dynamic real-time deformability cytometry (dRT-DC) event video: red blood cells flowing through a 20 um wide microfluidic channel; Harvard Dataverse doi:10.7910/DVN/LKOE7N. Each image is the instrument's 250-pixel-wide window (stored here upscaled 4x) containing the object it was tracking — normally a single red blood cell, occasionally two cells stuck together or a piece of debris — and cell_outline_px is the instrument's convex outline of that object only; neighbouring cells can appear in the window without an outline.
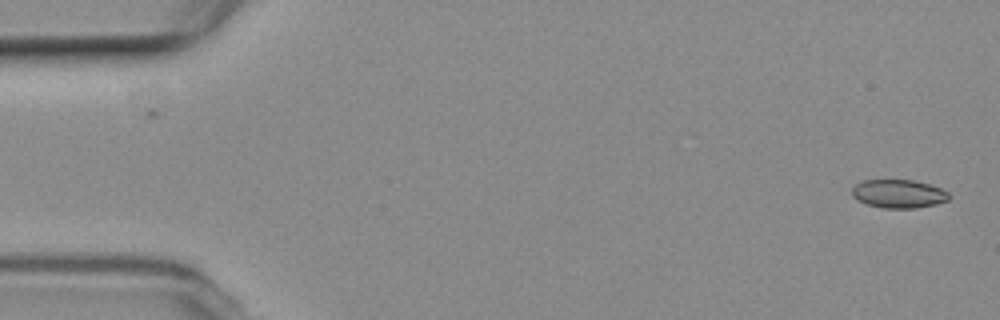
{"species": "common noctule bat (a hibernating species)", "species_latin": "Nyctalus noctula", "temperature_condition": "room temperature", "stored_images_in_passage": 5, "camera_frame_rate_fps": 3000, "um_per_image_px": 0.085, "animal": {"sex": "female", "body_mass_g": 19.3, "forearm_length_mm": 54.1}, "frame": {"image": 1, "passage_image": 1, "time_ms": 0.0, "image_size_px": [1000, 320], "cell_outline_px": [[948, 200], [936, 204], [916, 208], [884, 208], [868, 204], [852, 196], [852, 188], [856, 184], [864, 180], [912, 180], [928, 184], [940, 188], [948, 192]], "centroid_in_image_um": [76.38, 16.47], "position_along_channel_um": 8.6, "area_um2": 15.84}}
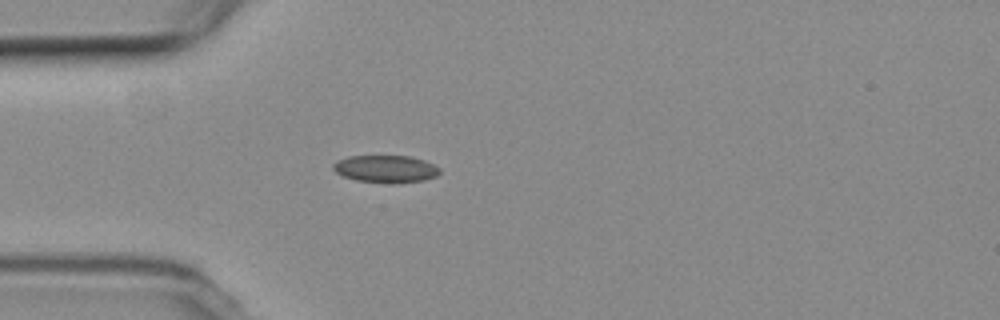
{"frame": {"image": 2, "passage_image": 5, "time_ms": 4.667, "image_size_px": [1000, 320], "cell_outline_px": [[440, 172], [436, 176], [424, 180], [400, 184], [392, 184], [356, 180], [344, 176], [336, 172], [332, 168], [332, 164], [336, 160], [348, 156], [408, 156], [424, 160], [440, 168]], "centroid_in_image_um": [32.78, 14.37], "position_along_channel_um": 52.2, "area_um2": 17.17}}